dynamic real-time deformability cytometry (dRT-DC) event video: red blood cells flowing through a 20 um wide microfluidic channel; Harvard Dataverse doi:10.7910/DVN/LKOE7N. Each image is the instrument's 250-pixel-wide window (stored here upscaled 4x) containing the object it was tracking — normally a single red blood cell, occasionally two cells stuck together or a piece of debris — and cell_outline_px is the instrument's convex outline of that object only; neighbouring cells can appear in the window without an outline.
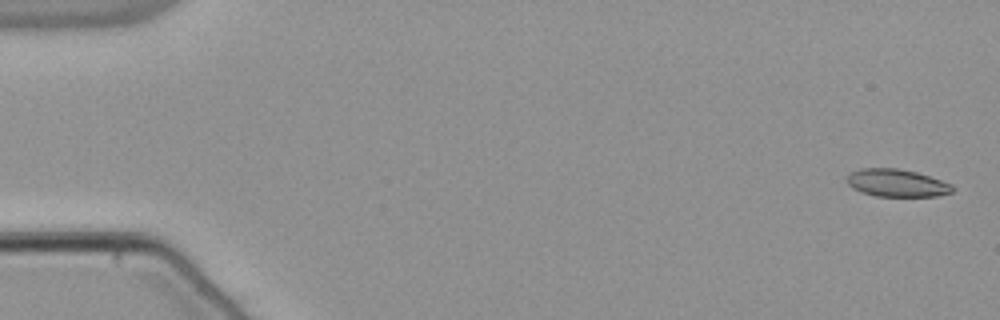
{"species": "common noctule bat (a hibernating species)", "species_latin": "Nyctalus noctula", "temperature_condition": "warm", "stored_images_in_passage": 54, "camera_frame_rate_fps": 3000, "um_per_image_px": 0.085, "animal": {"sex": "male", "body_mass_g": 21.5, "forearm_length_mm": 52.0}, "frame": {"image": 1, "passage_image": 2, "time_ms": 0.333, "image_size_px": [1000, 320], "cell_outline_px": [[956, 188], [952, 192], [936, 196], [876, 196], [852, 188], [848, 184], [848, 176], [852, 172], [860, 168], [896, 168], [916, 172], [952, 184]], "centroid_in_image_um": [76.25, 15.55], "position_along_channel_um": 8.7, "area_um2": 16.76}}
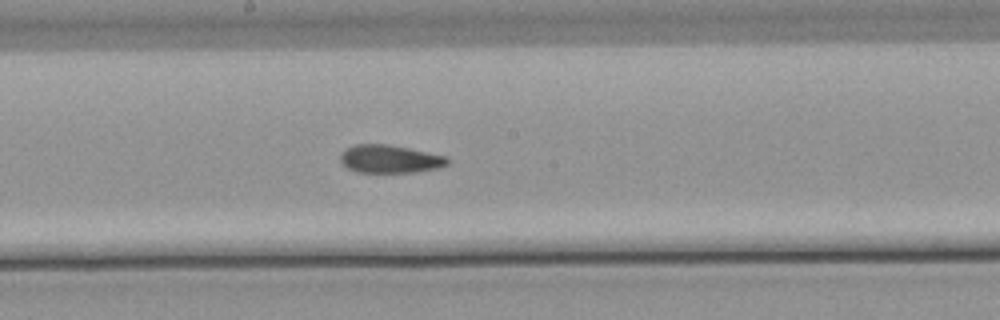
{"frame": {"image": 2, "passage_image": 30, "time_ms": 9.667, "image_size_px": [1000, 320], "cell_outline_px": [[448, 164], [436, 168], [416, 172], [356, 172], [348, 168], [340, 160], [340, 156], [348, 148], [356, 144], [388, 144], [408, 148], [444, 156], [448, 160]], "centroid_in_image_um": [33.12, 13.52], "position_along_channel_um": 215.1, "area_um2": 17.11}}
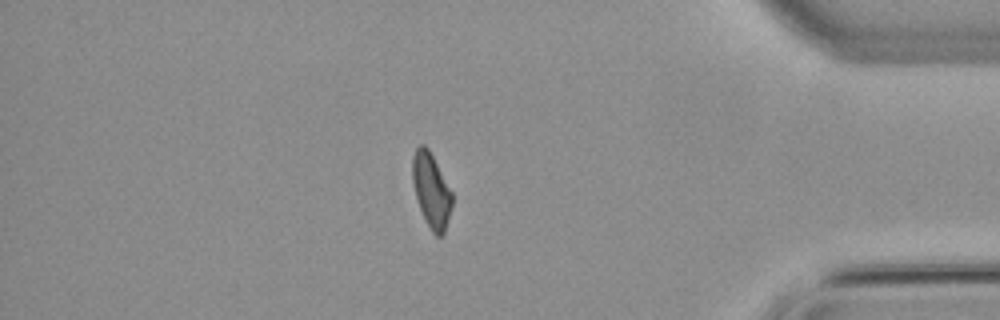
{"frame": {"image": 3, "passage_image": 47, "time_ms": 15.333, "image_size_px": [1000, 320], "cell_outline_px": [[452, 204], [444, 232], [440, 236], [436, 236], [432, 232], [420, 208], [416, 196], [412, 180], [412, 156], [416, 148], [420, 144], [424, 144], [428, 148], [452, 192]], "centroid_in_image_um": [36.64, 16.14], "position_along_channel_um": 398.6, "area_um2": 16.82}, "authors_computed_cell_mechanics": {"area_um2": 17.8602, "velocity_mm_per_s": 3.8407, "shape_relaxation_time_tau1_ms": null, "shape_relaxation_time_tau2_ms": 3.0021, "deformation_change_tau1": null, "deformation_change_tau2": 0.0995}}